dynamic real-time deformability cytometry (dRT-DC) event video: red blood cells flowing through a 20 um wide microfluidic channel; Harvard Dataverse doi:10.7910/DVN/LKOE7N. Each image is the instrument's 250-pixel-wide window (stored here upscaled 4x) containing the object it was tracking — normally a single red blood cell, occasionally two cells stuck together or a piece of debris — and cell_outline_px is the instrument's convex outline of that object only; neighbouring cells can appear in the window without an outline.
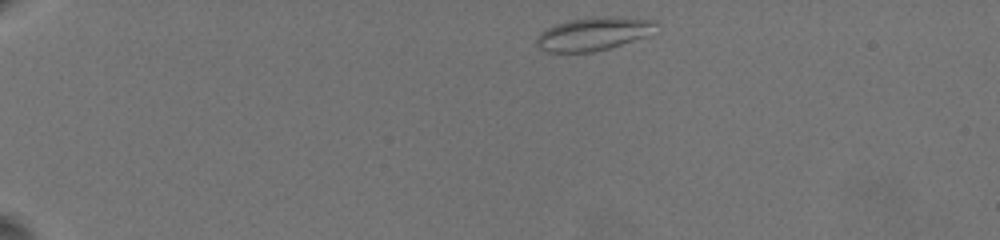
{"species": "common noctule bat (a hibernating species)", "species_latin": "Nyctalus noctula", "temperature_condition": "warm", "stored_images_in_passage": 15, "camera_frame_rate_fps": 3000, "um_per_image_px": 0.085, "animal": {"sex": "female", "body_mass_g": 19.5, "forearm_length_mm": 54.1}, "frame": {"image": 1, "passage_image": 1, "time_ms": 0.0, "image_size_px": [1000, 240], "cell_outline_px": [[656, 24], [644, 36], [608, 48], [592, 52], [544, 52], [536, 44], [536, 40], [540, 32], [556, 24], [568, 20], [596, 16], [616, 16], [656, 20]], "centroid_in_image_um": [50.36, 2.86], "position_along_channel_um": 34.6, "area_um2": 22.77}}
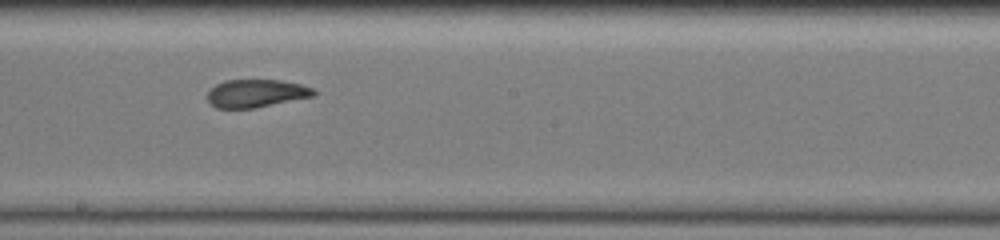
{"frame": {"image": 2, "passage_image": 8, "time_ms": 8.0, "image_size_px": [1000, 240], "cell_outline_px": [[316, 92], [312, 96], [256, 108], [216, 108], [208, 100], [208, 92], [216, 84], [224, 80], [280, 80], [300, 84], [312, 88]], "centroid_in_image_um": [21.75, 7.93], "position_along_channel_um": 226.4, "area_um2": 17.11}}
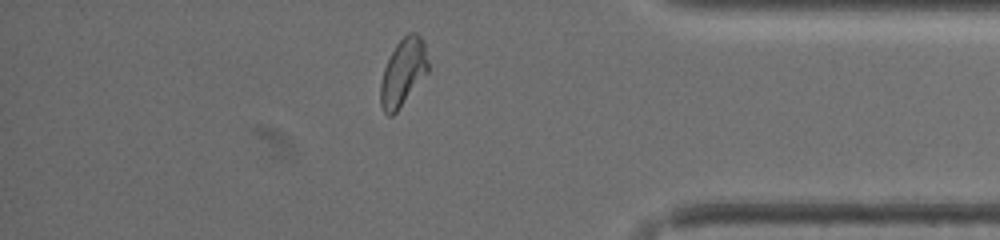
{"frame": {"image": 3, "passage_image": 13, "time_ms": 13.333, "image_size_px": [1000, 240], "cell_outline_px": [[428, 72], [396, 112], [392, 116], [388, 116], [384, 112], [380, 104], [380, 84], [384, 68], [396, 44], [408, 32], [416, 32], [424, 40], [428, 60]], "centroid_in_image_um": [34.26, 6.14], "position_along_channel_um": 400.9, "area_um2": 18.61}, "authors_computed_cell_mechanics": {"area_um2": 18.496, "velocity_mm_per_s": 3.5945, "shape_relaxation_time_tau1_ms": 7.0801, "shape_relaxation_time_tau2_ms": 2.3158, "deformation_change_tau1": 0.2155, "deformation_change_tau2": 0.0878}}